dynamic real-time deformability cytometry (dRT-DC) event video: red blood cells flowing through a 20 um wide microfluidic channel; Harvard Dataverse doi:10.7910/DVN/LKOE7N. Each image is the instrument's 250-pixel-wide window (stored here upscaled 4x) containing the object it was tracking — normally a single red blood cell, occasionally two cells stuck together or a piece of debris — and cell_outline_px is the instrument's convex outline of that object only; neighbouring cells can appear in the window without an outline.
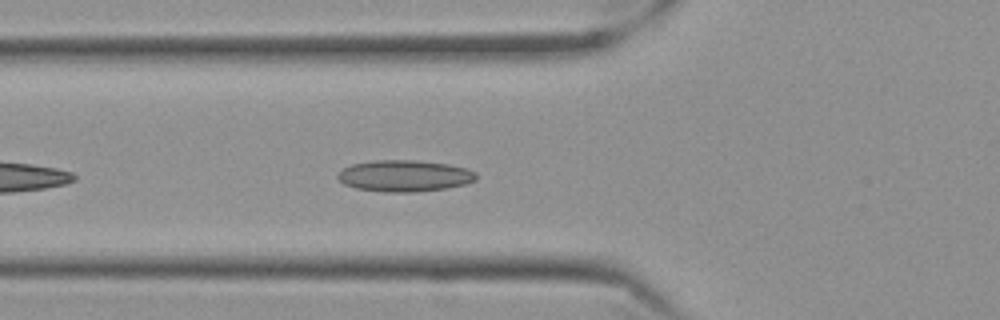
{"species": "Egyptian fruit bat (a non-hibernating species)", "species_latin": "Rousettus aegyptiacus", "temperature_condition": "cold", "stored_images_in_passage": 29, "camera_frame_rate_fps": 3000, "um_per_image_px": 0.085, "frame": {"image": 1, "passage_image": 6, "time_ms": 1.667, "image_size_px": [1000, 320], "cell_outline_px": [[476, 180], [464, 184], [444, 188], [416, 192], [384, 192], [356, 188], [344, 184], [336, 176], [344, 168], [352, 164], [376, 160], [412, 160], [448, 164], [468, 168], [476, 172]], "centroid_in_image_um": [34.39, 14.94], "position_along_channel_um": 91.4, "area_um2": 25.26}}
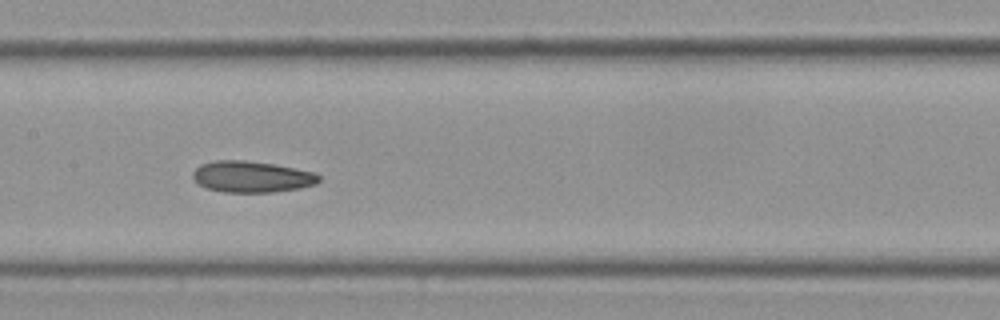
{"frame": {"image": 2, "passage_image": 14, "time_ms": 4.333, "image_size_px": [1000, 320], "cell_outline_px": [[320, 180], [316, 184], [300, 188], [272, 192], [224, 192], [208, 188], [200, 184], [192, 176], [192, 172], [200, 164], [216, 160], [244, 160], [272, 164], [316, 172], [320, 176]], "centroid_in_image_um": [21.42, 15.02], "position_along_channel_um": 186.0, "area_um2": 22.89}}
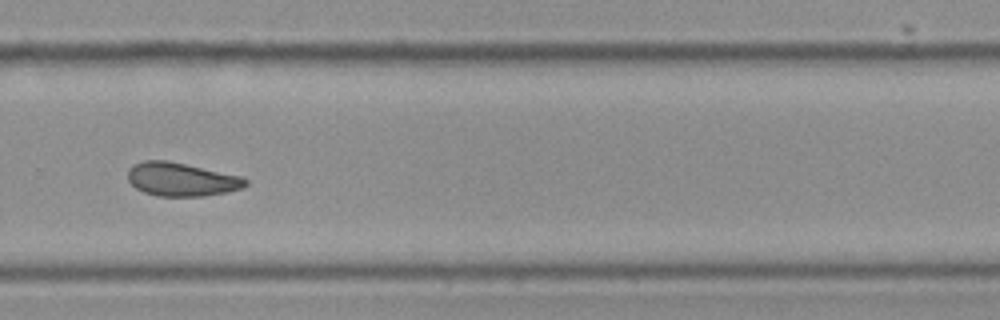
{"frame": {"image": 3, "passage_image": 25, "time_ms": 8.0, "image_size_px": [1000, 320], "cell_outline_px": [[248, 184], [244, 188], [204, 196], [156, 196], [144, 192], [136, 188], [128, 180], [128, 168], [132, 164], [144, 160], [164, 160], [184, 164], [240, 176], [248, 180]], "centroid_in_image_um": [15.39, 15.25], "position_along_channel_um": 314.4, "area_um2": 22.83}}